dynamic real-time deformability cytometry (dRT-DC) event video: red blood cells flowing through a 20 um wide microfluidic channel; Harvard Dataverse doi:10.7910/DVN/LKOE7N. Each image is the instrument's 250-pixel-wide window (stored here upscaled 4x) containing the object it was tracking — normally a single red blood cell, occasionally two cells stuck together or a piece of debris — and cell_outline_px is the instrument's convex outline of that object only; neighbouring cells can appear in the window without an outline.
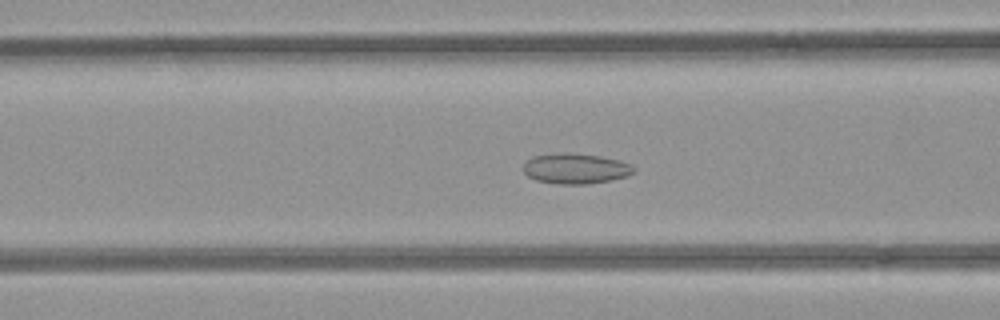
{"species": "common noctule bat (a hibernating species)", "species_latin": "Nyctalus noctula", "temperature_condition": "room temperature", "stored_images_in_passage": 41, "camera_frame_rate_fps": 3000, "um_per_image_px": 0.085, "animal": {"sex": "female", "body_mass_g": 21.9}, "frame": {"image": 1, "passage_image": 9, "time_ms": 2.667, "image_size_px": [1000, 320], "cell_outline_px": [[636, 172], [628, 176], [612, 180], [588, 184], [556, 184], [536, 180], [528, 176], [524, 172], [524, 164], [532, 156], [556, 152], [568, 152], [600, 156], [620, 160], [632, 164], [636, 168]], "centroid_in_image_um": [48.96, 14.32], "position_along_channel_um": 117.6, "area_um2": 19.94}}
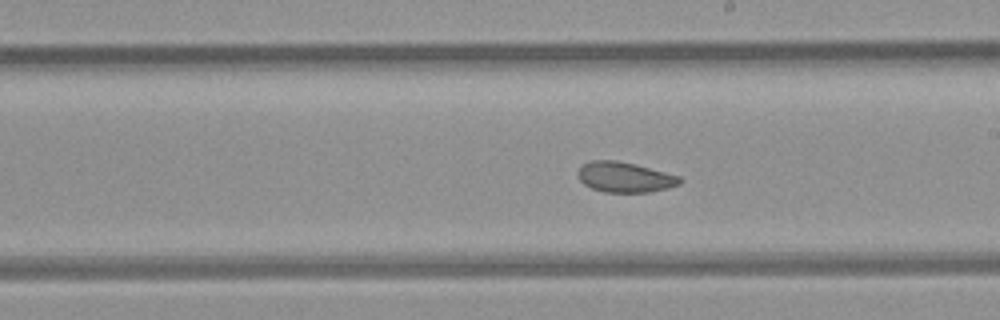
{"frame": {"image": 2, "passage_image": 18, "time_ms": 5.667, "image_size_px": [1000, 320], "cell_outline_px": [[684, 180], [680, 184], [668, 188], [652, 192], [604, 192], [592, 188], [584, 184], [580, 180], [576, 172], [584, 164], [592, 160], [616, 160], [680, 176]], "centroid_in_image_um": [53.11, 15.07], "position_along_channel_um": 235.9, "area_um2": 17.86}}
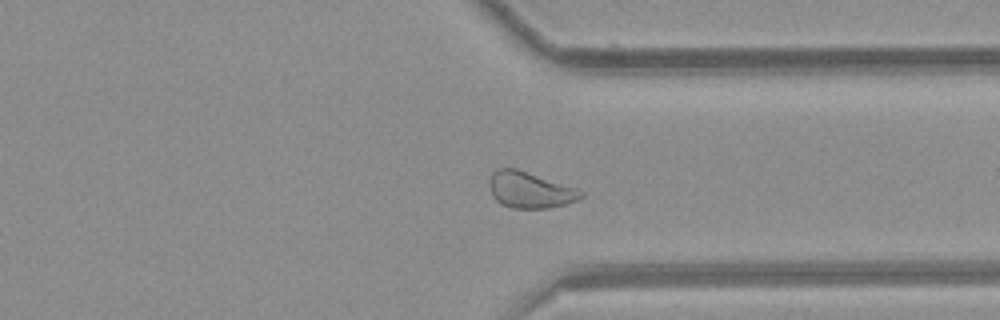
{"frame": {"image": 3, "passage_image": 28, "time_ms": 9.0, "image_size_px": [1000, 320], "cell_outline_px": [[584, 196], [576, 200], [564, 204], [548, 208], [512, 208], [500, 204], [492, 196], [488, 184], [488, 180], [492, 172], [500, 168], [516, 168], [576, 188], [584, 192]], "centroid_in_image_um": [45.0, 16.14], "position_along_channel_um": 366.4, "area_um2": 19.31}, "authors_computed_cell_mechanics": {"area_um2": 19.5942, "velocity_mm_per_s": 3.93, "shape_relaxation_time_tau1_ms": null, "shape_relaxation_time_tau2_ms": 3.03, "deformation_change_tau1": null, "deformation_change_tau2": 0.0685}}